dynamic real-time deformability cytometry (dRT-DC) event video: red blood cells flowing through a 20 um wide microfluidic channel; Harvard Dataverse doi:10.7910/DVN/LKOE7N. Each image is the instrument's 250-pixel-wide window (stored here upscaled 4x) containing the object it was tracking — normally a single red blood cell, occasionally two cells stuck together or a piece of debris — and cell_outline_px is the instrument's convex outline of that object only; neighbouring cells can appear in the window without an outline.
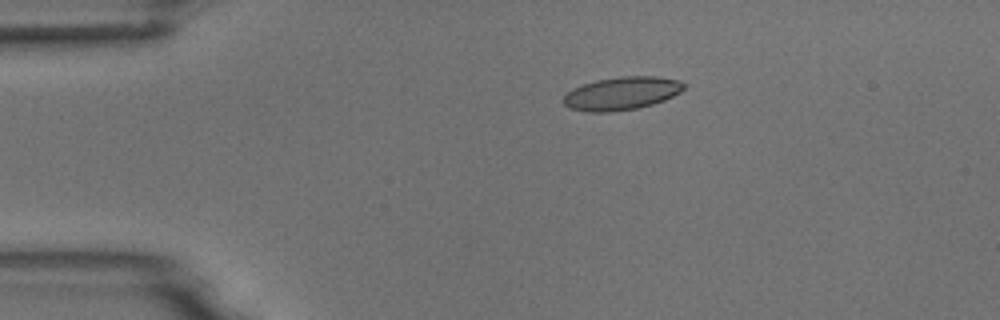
{"species": "common noctule bat (a hibernating species)", "species_latin": "Nyctalus noctula", "temperature_condition": "room temperature", "stored_images_in_passage": 6, "camera_frame_rate_fps": 3000, "um_per_image_px": 0.085, "animal": {"sex": "male", "body_mass_g": 18.8}, "frame": {"image": 1, "passage_image": 3, "time_ms": 0.667, "image_size_px": [1000, 320], "cell_outline_px": [[684, 88], [680, 92], [664, 100], [652, 104], [636, 108], [612, 112], [588, 112], [568, 108], [564, 104], [564, 96], [572, 88], [596, 80], [620, 76], [656, 76], [680, 80], [684, 84]], "centroid_in_image_um": [52.83, 7.93], "position_along_channel_um": 32.2, "area_um2": 23.18}}
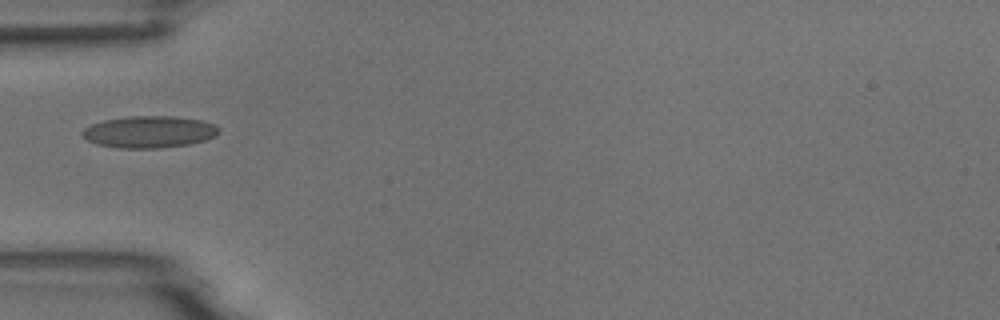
{"frame": {"image": 2, "passage_image": 5, "time_ms": 1.333, "image_size_px": [1000, 320], "cell_outline_px": [[220, 132], [216, 136], [204, 140], [188, 144], [160, 148], [116, 148], [96, 144], [88, 140], [80, 132], [84, 128], [92, 124], [104, 120], [132, 116], [172, 116], [200, 120], [212, 124], [220, 128]], "centroid_in_image_um": [12.67, 11.21], "position_along_channel_um": 72.3, "area_um2": 25.26}}